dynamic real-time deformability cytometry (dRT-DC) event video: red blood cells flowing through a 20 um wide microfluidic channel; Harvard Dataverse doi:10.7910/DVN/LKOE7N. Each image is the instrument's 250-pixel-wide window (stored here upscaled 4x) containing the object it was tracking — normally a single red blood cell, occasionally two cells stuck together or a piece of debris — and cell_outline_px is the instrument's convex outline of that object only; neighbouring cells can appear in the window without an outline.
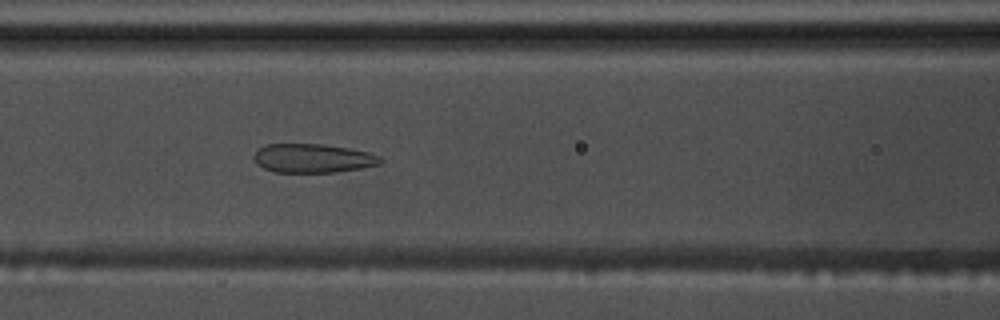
{"species": "common noctule bat (a hibernating species)", "species_latin": "Nyctalus noctula", "temperature_condition": "warm", "stored_images_in_passage": 42, "camera_frame_rate_fps": 3000, "um_per_image_px": 0.085, "animal": {"sex": "male", "body_mass_g": 17.5, "forearm_length_mm": 52.3}, "frame": {"image": 1, "passage_image": 10, "time_ms": 3.0, "image_size_px": [1000, 320], "cell_outline_px": [[384, 160], [380, 164], [360, 168], [336, 172], [276, 172], [264, 168], [256, 164], [252, 156], [264, 144], [324, 144], [348, 148], [368, 152], [380, 156]], "centroid_in_image_um": [26.59, 13.45], "position_along_channel_um": 140.0, "area_um2": 21.33}}
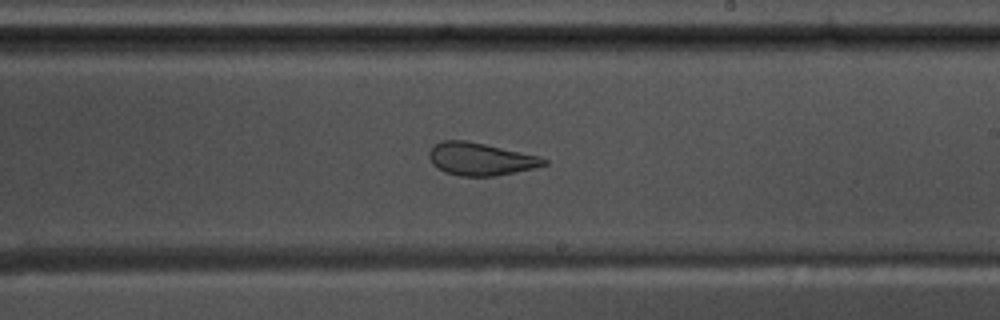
{"frame": {"image": 2, "passage_image": 19, "time_ms": 6.0, "image_size_px": [1000, 320], "cell_outline_px": [[548, 164], [516, 172], [492, 176], [460, 176], [444, 172], [432, 164], [428, 156], [428, 152], [440, 140], [464, 140], [484, 144], [540, 156], [548, 160]], "centroid_in_image_um": [40.82, 13.52], "position_along_channel_um": 248.2, "area_um2": 21.73}}
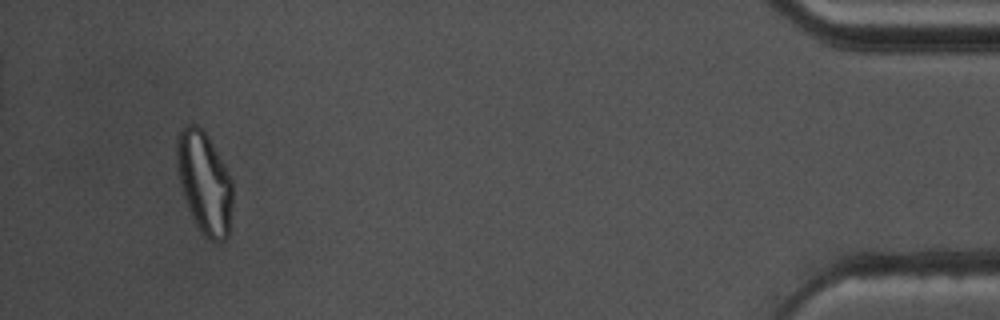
{"frame": {"image": 3, "passage_image": 39, "time_ms": 12.667, "image_size_px": [1000, 320], "cell_outline_px": [[232, 204], [228, 236], [224, 240], [216, 244], [208, 240], [200, 232], [192, 216], [184, 196], [180, 180], [176, 160], [176, 136], [188, 124], [196, 124], [208, 136], [228, 172], [232, 180]], "centroid_in_image_um": [17.38, 15.56], "position_along_channel_um": 417.8, "area_um2": 33.0}, "authors_computed_cell_mechanics": {"area_um2": 23.2356, "velocity_mm_per_s": 3.6197, "shape_relaxation_time_tau1_ms": null, "shape_relaxation_time_tau2_ms": 1.2592, "deformation_change_tau1": null, "deformation_change_tau2": 0.084}}